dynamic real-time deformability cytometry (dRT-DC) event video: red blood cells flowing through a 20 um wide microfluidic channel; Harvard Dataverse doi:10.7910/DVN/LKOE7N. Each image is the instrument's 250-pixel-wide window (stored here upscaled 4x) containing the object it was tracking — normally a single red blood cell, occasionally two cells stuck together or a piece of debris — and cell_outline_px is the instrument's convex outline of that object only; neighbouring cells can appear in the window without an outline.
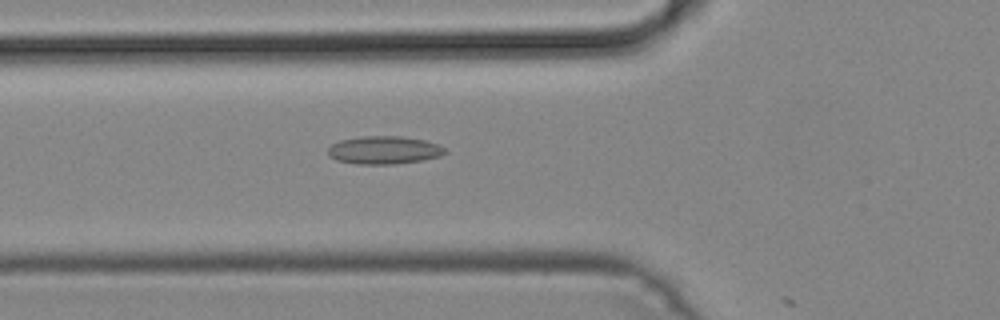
{"species": "common noctule bat (a hibernating species)", "species_latin": "Nyctalus noctula", "temperature_condition": "cold", "stored_images_in_passage": 8, "camera_frame_rate_fps": 3000, "um_per_image_px": 0.085, "animal": {"sex": "male", "body_mass_g": 19.2, "forearm_length_mm": 51.8}, "frame": {"image": 1, "passage_image": 4, "time_ms": 1.0, "image_size_px": [1000, 320], "cell_outline_px": [[448, 152], [440, 156], [420, 160], [396, 164], [356, 164], [336, 160], [328, 156], [328, 148], [332, 144], [340, 140], [360, 136], [400, 136], [424, 140], [440, 144]], "centroid_in_image_um": [32.63, 12.75], "position_along_channel_um": 93.2, "area_um2": 19.19}}
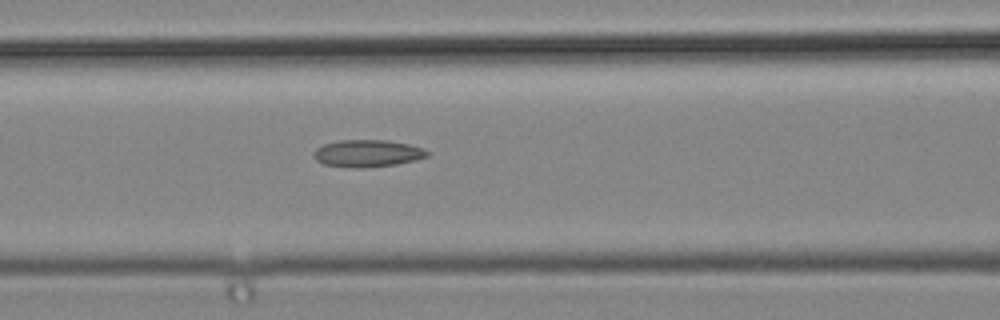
{"frame": {"image": 2, "passage_image": 7, "time_ms": 2.0, "image_size_px": [1000, 320], "cell_outline_px": [[428, 156], [416, 160], [396, 164], [356, 168], [324, 164], [316, 160], [312, 152], [316, 148], [324, 144], [340, 140], [388, 140], [408, 144], [424, 148], [428, 152]], "centroid_in_image_um": [31.23, 13.02], "position_along_channel_um": 135.4, "area_um2": 17.86}}